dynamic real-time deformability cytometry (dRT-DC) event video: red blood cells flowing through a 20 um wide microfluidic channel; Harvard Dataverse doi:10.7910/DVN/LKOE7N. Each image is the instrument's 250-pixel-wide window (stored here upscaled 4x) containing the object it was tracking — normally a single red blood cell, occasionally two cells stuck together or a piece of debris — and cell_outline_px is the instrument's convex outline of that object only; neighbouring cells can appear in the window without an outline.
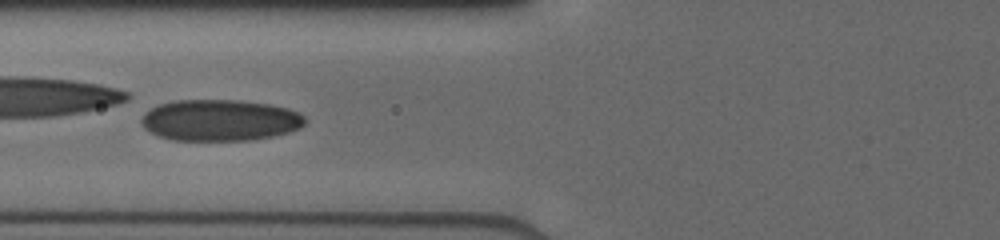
{"species": "human", "species_latin": "Homo sapiens", "temperature_condition": "cold", "stored_images_in_passage": 9, "camera_frame_rate_fps": 3000, "um_per_image_px": 0.085, "donor": {"sex": "male"}, "frame": {"image": 1, "passage_image": 7, "time_ms": 1.667, "image_size_px": [1000, 240], "cell_outline_px": [[308, 120], [300, 128], [288, 132], [272, 136], [252, 140], [172, 140], [156, 136], [144, 128], [140, 124], [140, 120], [144, 112], [160, 104], [176, 100], [236, 100], [268, 104], [288, 108], [304, 116]], "centroid_in_image_um": [18.67, 10.22], "position_along_channel_um": 107.1, "area_um2": 39.59}}